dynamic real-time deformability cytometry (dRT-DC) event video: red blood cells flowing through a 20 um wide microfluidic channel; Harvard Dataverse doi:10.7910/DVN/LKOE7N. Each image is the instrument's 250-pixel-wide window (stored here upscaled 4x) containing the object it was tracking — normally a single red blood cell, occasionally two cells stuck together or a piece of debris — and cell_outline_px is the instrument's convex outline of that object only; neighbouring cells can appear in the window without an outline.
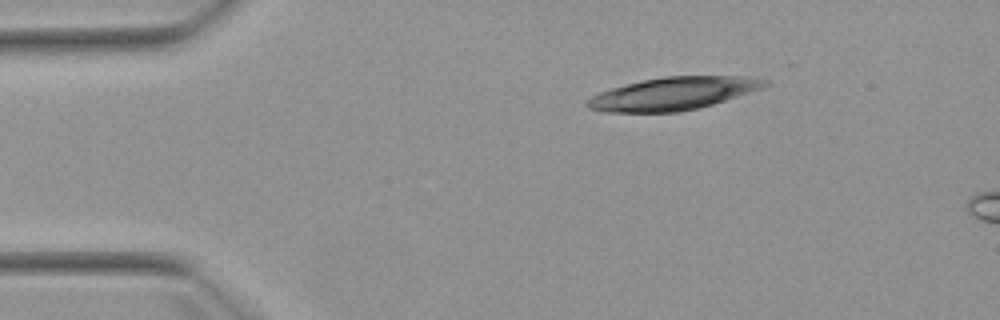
{"species": "Egyptian fruit bat (a non-hibernating species)", "species_latin": "Rousettus aegyptiacus", "temperature_condition": "warm", "stored_images_in_passage": 3, "camera_frame_rate_fps": 3000, "um_per_image_px": 0.085, "animal": {"sex": "female"}, "frame": {"image": 1, "passage_image": 2, "time_ms": 1.667, "image_size_px": [1000, 320], "cell_outline_px": [[772, 84], [764, 88], [700, 108], [680, 112], [604, 112], [588, 108], [584, 104], [592, 96], [600, 92], [624, 84], [664, 76], [748, 76], [772, 80]], "centroid_in_image_um": [57.29, 7.95], "position_along_channel_um": 27.7, "area_um2": 34.22}}